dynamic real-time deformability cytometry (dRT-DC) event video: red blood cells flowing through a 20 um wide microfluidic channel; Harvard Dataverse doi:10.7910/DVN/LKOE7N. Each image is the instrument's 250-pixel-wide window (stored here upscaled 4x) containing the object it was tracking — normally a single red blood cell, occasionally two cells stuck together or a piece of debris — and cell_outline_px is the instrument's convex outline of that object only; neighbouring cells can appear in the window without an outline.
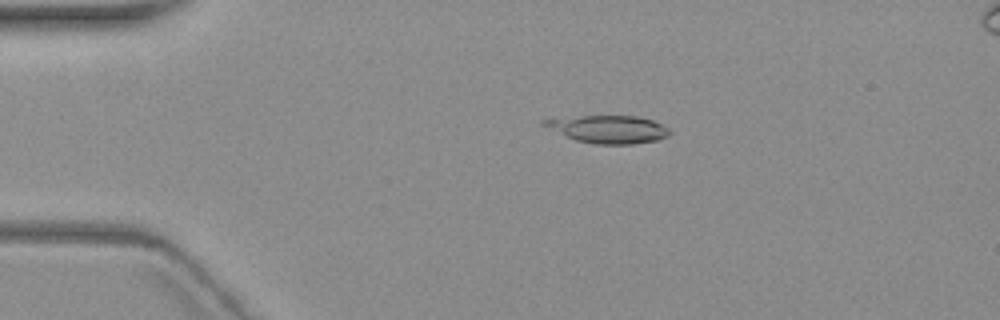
{"species": "common noctule bat (a hibernating species)", "species_latin": "Nyctalus noctula", "temperature_condition": "warm", "stored_images_in_passage": 5, "camera_frame_rate_fps": 3000, "um_per_image_px": 0.085, "animal": {"sex": "female", "body_mass_g": 19.3, "forearm_length_mm": 54.1}, "frame": {"image": 1, "passage_image": 3, "time_ms": 3.333, "image_size_px": [1000, 320], "cell_outline_px": [[672, 132], [668, 136], [656, 140], [632, 144], [596, 144], [576, 140], [540, 124], [540, 120], [580, 116], [636, 116], [652, 120], [668, 128]], "centroid_in_image_um": [51.72, 10.98], "position_along_channel_um": 33.3, "area_um2": 20.0}}
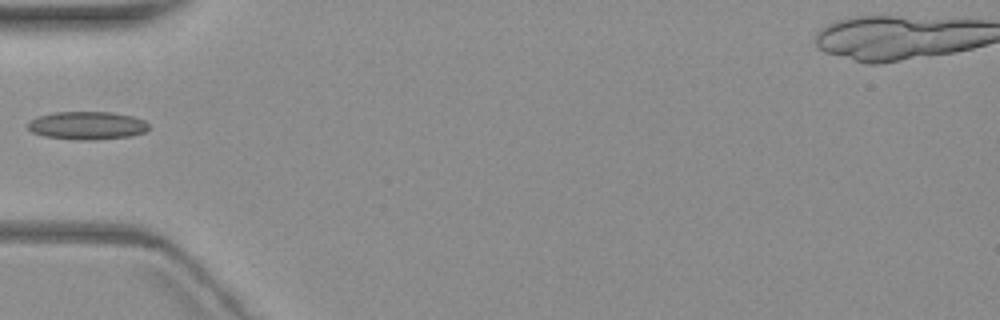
{"frame": {"image": 2, "passage_image": 5, "time_ms": 6.0, "image_size_px": [1000, 320], "cell_outline_px": [[148, 128], [144, 132], [128, 136], [96, 140], [80, 140], [44, 136], [32, 132], [28, 128], [28, 120], [52, 112], [112, 112], [132, 116], [144, 120], [148, 124]], "centroid_in_image_um": [7.38, 10.66], "position_along_channel_um": 77.6, "area_um2": 19.71}}